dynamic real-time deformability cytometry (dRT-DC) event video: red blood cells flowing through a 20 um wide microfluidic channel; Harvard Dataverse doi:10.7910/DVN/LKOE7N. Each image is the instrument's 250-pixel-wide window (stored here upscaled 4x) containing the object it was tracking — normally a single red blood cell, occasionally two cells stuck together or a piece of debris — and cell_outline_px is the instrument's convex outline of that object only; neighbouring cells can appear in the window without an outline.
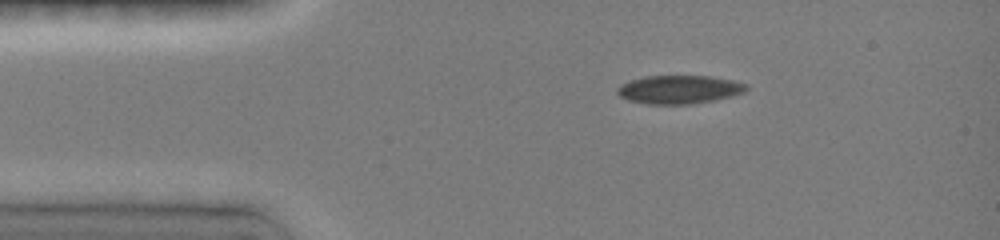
{"species": "common noctule bat (a hibernating species)", "species_latin": "Nyctalus noctula", "temperature_condition": "room temperature", "stored_images_in_passage": 3, "camera_frame_rate_fps": 3000, "um_per_image_px": 0.085, "animal": {"sex": "female", "body_mass_g": 19.0, "forearm_length_mm": 51.5}, "frame": {"image": 1, "passage_image": 1, "time_ms": 0.0, "image_size_px": [1000, 240], "cell_outline_px": [[748, 88], [744, 92], [732, 96], [716, 100], [688, 104], [648, 104], [628, 100], [620, 96], [616, 92], [616, 88], [620, 84], [644, 76], [708, 76], [732, 80], [748, 84]], "centroid_in_image_um": [57.73, 7.61], "position_along_channel_um": 27.3, "area_um2": 21.39}}